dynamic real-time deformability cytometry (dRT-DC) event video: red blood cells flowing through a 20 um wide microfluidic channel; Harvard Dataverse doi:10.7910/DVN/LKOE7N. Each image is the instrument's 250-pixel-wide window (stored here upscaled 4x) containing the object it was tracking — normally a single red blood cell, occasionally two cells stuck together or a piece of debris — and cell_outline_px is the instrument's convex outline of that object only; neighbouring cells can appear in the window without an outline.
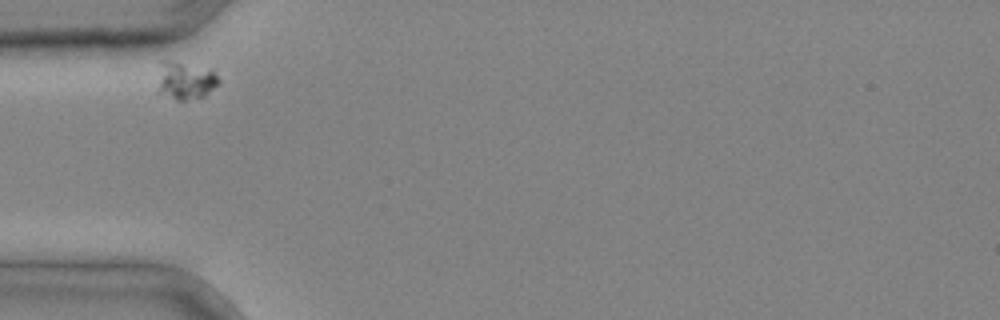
{"species": "common noctule bat (a hibernating species)", "species_latin": "Nyctalus noctula", "temperature_condition": "cold", "stored_images_in_passage": 2, "camera_frame_rate_fps": 3000, "um_per_image_px": 0.085, "animal": {"sex": "male", "body_mass_g": 20.4}, "frame": {"image": 1, "passage_image": 1, "time_ms": 0.0, "image_size_px": [1000, 320], "cell_outline_px": [[220, 84], [204, 96], [184, 100], [176, 100], [156, 92], [160, 60], [168, 60], [212, 68], [220, 80]], "centroid_in_image_um": [15.75, 6.83], "position_along_channel_um": 69.3, "area_um2": 13.93}}